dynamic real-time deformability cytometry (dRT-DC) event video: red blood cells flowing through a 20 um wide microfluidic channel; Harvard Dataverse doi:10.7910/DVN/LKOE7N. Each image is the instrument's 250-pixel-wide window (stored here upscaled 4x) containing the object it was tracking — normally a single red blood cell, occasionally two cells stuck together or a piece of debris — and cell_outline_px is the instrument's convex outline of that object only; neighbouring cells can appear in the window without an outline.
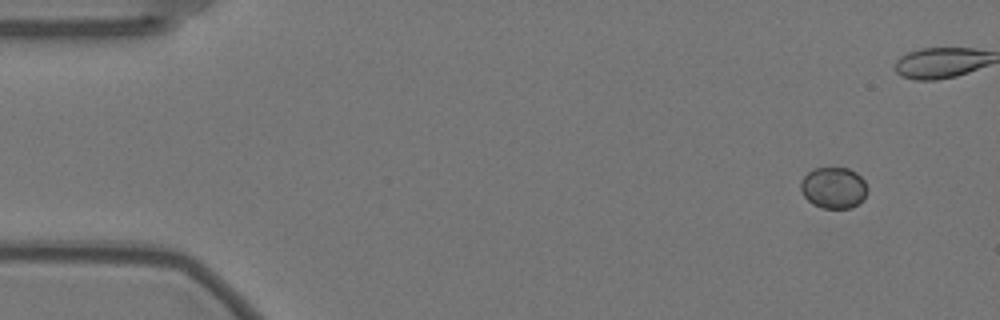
{"species": "Egyptian fruit bat (a non-hibernating species)", "species_latin": "Rousettus aegyptiacus", "temperature_condition": "warm", "stored_images_in_passage": 14, "camera_frame_rate_fps": 3000, "um_per_image_px": 0.085, "animal": {"sex": "female"}, "frame": {"image": 1, "passage_image": 1, "time_ms": 0.0, "image_size_px": [1000, 320], "cell_outline_px": [[868, 192], [864, 200], [852, 208], [824, 208], [812, 204], [804, 196], [800, 188], [800, 180], [812, 168], [848, 168], [856, 172], [864, 180], [868, 188]], "centroid_in_image_um": [70.87, 15.96], "position_along_channel_um": 14.1, "area_um2": 16.3}}
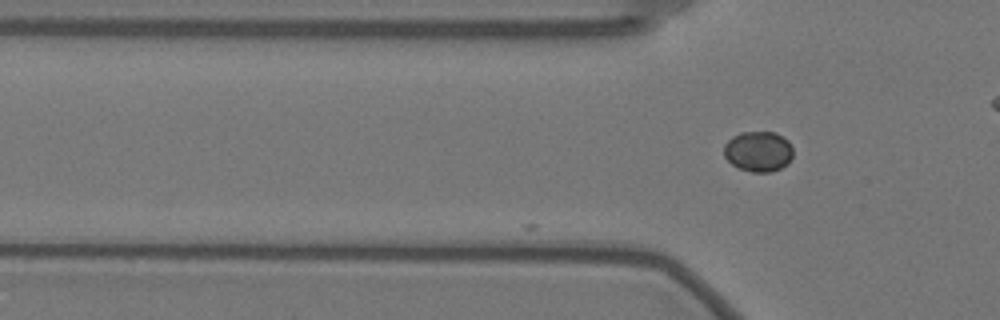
{"frame": {"image": 2, "passage_image": 14, "time_ms": 4.333, "image_size_px": [1000, 320], "cell_outline_px": [[792, 156], [788, 164], [772, 172], [752, 172], [740, 168], [732, 164], [724, 156], [724, 144], [732, 136], [740, 132], [776, 132], [788, 140], [792, 148]], "centroid_in_image_um": [64.46, 12.86], "position_along_channel_um": 61.3, "area_um2": 16.36}}